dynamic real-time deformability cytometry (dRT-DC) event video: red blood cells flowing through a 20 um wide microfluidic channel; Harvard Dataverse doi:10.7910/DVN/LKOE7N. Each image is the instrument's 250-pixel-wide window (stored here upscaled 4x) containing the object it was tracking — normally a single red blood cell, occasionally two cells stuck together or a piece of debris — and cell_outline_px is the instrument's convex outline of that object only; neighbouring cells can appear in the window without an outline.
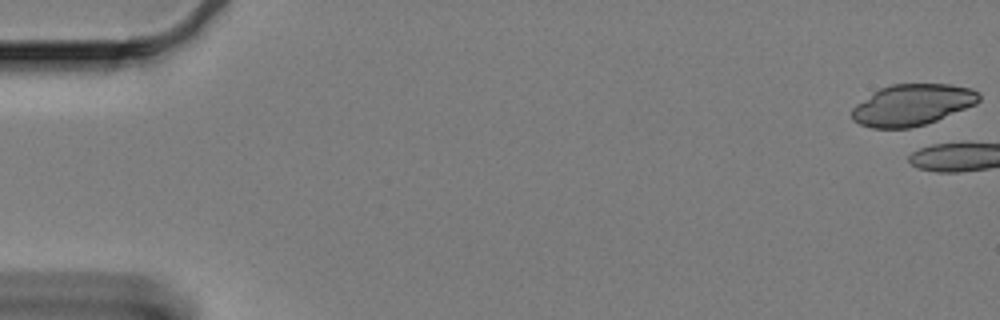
{"species": "Egyptian fruit bat (a non-hibernating species)", "species_latin": "Rousettus aegyptiacus", "temperature_condition": "cold", "stored_images_in_passage": 6, "camera_frame_rate_fps": 3000, "um_per_image_px": 0.085, "animal": {"sex": "female"}, "frame": {"image": 1, "passage_image": 1, "time_ms": 0.0, "image_size_px": [1000, 320], "cell_outline_px": [[980, 100], [976, 104], [936, 120], [924, 124], [908, 128], [872, 128], [860, 124], [852, 120], [852, 108], [856, 104], [872, 92], [880, 88], [892, 84], [948, 84], [972, 88], [980, 96]], "centroid_in_image_um": [77.51, 8.91], "position_along_channel_um": 7.5, "area_um2": 30.46}}